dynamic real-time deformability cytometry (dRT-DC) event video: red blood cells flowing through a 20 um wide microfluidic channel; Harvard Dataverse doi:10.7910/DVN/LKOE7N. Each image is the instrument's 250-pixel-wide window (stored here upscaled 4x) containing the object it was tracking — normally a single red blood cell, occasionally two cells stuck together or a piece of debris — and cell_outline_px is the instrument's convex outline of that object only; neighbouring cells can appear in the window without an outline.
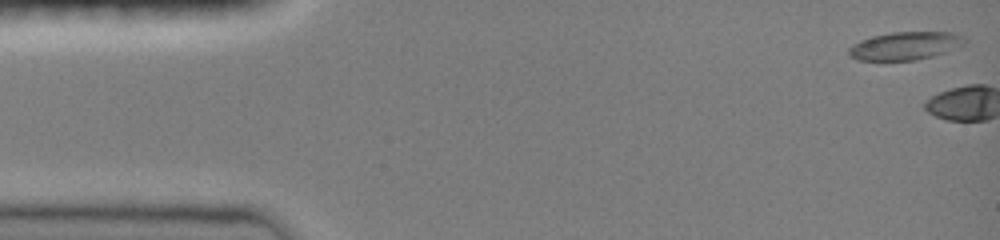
{"species": "common noctule bat (a hibernating species)", "species_latin": "Nyctalus noctula", "temperature_condition": "room temperature", "stored_images_in_passage": 3, "camera_frame_rate_fps": 3000, "um_per_image_px": 0.085, "animal": {"sex": "female", "body_mass_g": 19.0, "forearm_length_mm": 51.5}, "frame": {"image": 1, "passage_image": 1, "time_ms": 0.0, "image_size_px": [1000, 240], "cell_outline_px": [[968, 40], [964, 44], [944, 52], [932, 56], [916, 60], [856, 60], [848, 56], [848, 48], [852, 44], [860, 40], [872, 36], [892, 32], [952, 32], [964, 36]], "centroid_in_image_um": [76.91, 3.89], "position_along_channel_um": 8.1, "area_um2": 19.02}}